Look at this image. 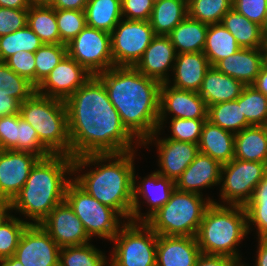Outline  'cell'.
I'll list each match as a JSON object with an SVG mask.
<instances>
[{"label": "cell", "mask_w": 267, "mask_h": 266, "mask_svg": "<svg viewBox=\"0 0 267 266\" xmlns=\"http://www.w3.org/2000/svg\"><path fill=\"white\" fill-rule=\"evenodd\" d=\"M39 225L60 248L91 242L83 223L66 200L59 203Z\"/></svg>", "instance_id": "obj_18"}, {"label": "cell", "mask_w": 267, "mask_h": 266, "mask_svg": "<svg viewBox=\"0 0 267 266\" xmlns=\"http://www.w3.org/2000/svg\"><path fill=\"white\" fill-rule=\"evenodd\" d=\"M187 16V0H160L154 3L149 23L155 35L167 36Z\"/></svg>", "instance_id": "obj_30"}, {"label": "cell", "mask_w": 267, "mask_h": 266, "mask_svg": "<svg viewBox=\"0 0 267 266\" xmlns=\"http://www.w3.org/2000/svg\"><path fill=\"white\" fill-rule=\"evenodd\" d=\"M44 43L26 25L25 27L7 35L0 36V62L19 51L35 53Z\"/></svg>", "instance_id": "obj_37"}, {"label": "cell", "mask_w": 267, "mask_h": 266, "mask_svg": "<svg viewBox=\"0 0 267 266\" xmlns=\"http://www.w3.org/2000/svg\"><path fill=\"white\" fill-rule=\"evenodd\" d=\"M35 91L36 87L31 82L0 62V94H7L23 103Z\"/></svg>", "instance_id": "obj_40"}, {"label": "cell", "mask_w": 267, "mask_h": 266, "mask_svg": "<svg viewBox=\"0 0 267 266\" xmlns=\"http://www.w3.org/2000/svg\"><path fill=\"white\" fill-rule=\"evenodd\" d=\"M56 19L60 44H68L87 26L84 11L56 9Z\"/></svg>", "instance_id": "obj_43"}, {"label": "cell", "mask_w": 267, "mask_h": 266, "mask_svg": "<svg viewBox=\"0 0 267 266\" xmlns=\"http://www.w3.org/2000/svg\"><path fill=\"white\" fill-rule=\"evenodd\" d=\"M241 48L222 23L209 24L203 53L211 66H215L220 60Z\"/></svg>", "instance_id": "obj_32"}, {"label": "cell", "mask_w": 267, "mask_h": 266, "mask_svg": "<svg viewBox=\"0 0 267 266\" xmlns=\"http://www.w3.org/2000/svg\"><path fill=\"white\" fill-rule=\"evenodd\" d=\"M30 221L11 215L0 225V259L14 256L20 238Z\"/></svg>", "instance_id": "obj_42"}, {"label": "cell", "mask_w": 267, "mask_h": 266, "mask_svg": "<svg viewBox=\"0 0 267 266\" xmlns=\"http://www.w3.org/2000/svg\"><path fill=\"white\" fill-rule=\"evenodd\" d=\"M17 151L30 152L41 158L51 153L40 143L36 130L17 114Z\"/></svg>", "instance_id": "obj_44"}, {"label": "cell", "mask_w": 267, "mask_h": 266, "mask_svg": "<svg viewBox=\"0 0 267 266\" xmlns=\"http://www.w3.org/2000/svg\"><path fill=\"white\" fill-rule=\"evenodd\" d=\"M252 86L267 96V67L265 65L262 66Z\"/></svg>", "instance_id": "obj_55"}, {"label": "cell", "mask_w": 267, "mask_h": 266, "mask_svg": "<svg viewBox=\"0 0 267 266\" xmlns=\"http://www.w3.org/2000/svg\"><path fill=\"white\" fill-rule=\"evenodd\" d=\"M69 175V176H68ZM73 158L51 154L40 158L31 169L25 185L11 201L12 211L39 225L65 200L68 183L73 179Z\"/></svg>", "instance_id": "obj_4"}, {"label": "cell", "mask_w": 267, "mask_h": 266, "mask_svg": "<svg viewBox=\"0 0 267 266\" xmlns=\"http://www.w3.org/2000/svg\"><path fill=\"white\" fill-rule=\"evenodd\" d=\"M207 112L205 101L198 92L181 90L161 83L157 131L164 130L167 118L207 119Z\"/></svg>", "instance_id": "obj_14"}, {"label": "cell", "mask_w": 267, "mask_h": 266, "mask_svg": "<svg viewBox=\"0 0 267 266\" xmlns=\"http://www.w3.org/2000/svg\"><path fill=\"white\" fill-rule=\"evenodd\" d=\"M263 65L262 48H241L214 67L244 85H252Z\"/></svg>", "instance_id": "obj_24"}, {"label": "cell", "mask_w": 267, "mask_h": 266, "mask_svg": "<svg viewBox=\"0 0 267 266\" xmlns=\"http://www.w3.org/2000/svg\"><path fill=\"white\" fill-rule=\"evenodd\" d=\"M60 247L41 225L29 224L14 257L23 266H59Z\"/></svg>", "instance_id": "obj_16"}, {"label": "cell", "mask_w": 267, "mask_h": 266, "mask_svg": "<svg viewBox=\"0 0 267 266\" xmlns=\"http://www.w3.org/2000/svg\"><path fill=\"white\" fill-rule=\"evenodd\" d=\"M214 202L209 196L174 189L169 200L145 223L164 236L196 237L207 208Z\"/></svg>", "instance_id": "obj_7"}, {"label": "cell", "mask_w": 267, "mask_h": 266, "mask_svg": "<svg viewBox=\"0 0 267 266\" xmlns=\"http://www.w3.org/2000/svg\"><path fill=\"white\" fill-rule=\"evenodd\" d=\"M232 0H187L188 16L206 24L221 23Z\"/></svg>", "instance_id": "obj_39"}, {"label": "cell", "mask_w": 267, "mask_h": 266, "mask_svg": "<svg viewBox=\"0 0 267 266\" xmlns=\"http://www.w3.org/2000/svg\"><path fill=\"white\" fill-rule=\"evenodd\" d=\"M266 174L267 163L233 158L222 165L219 186V197L222 201L214 203L245 206L251 200L255 187Z\"/></svg>", "instance_id": "obj_10"}, {"label": "cell", "mask_w": 267, "mask_h": 266, "mask_svg": "<svg viewBox=\"0 0 267 266\" xmlns=\"http://www.w3.org/2000/svg\"><path fill=\"white\" fill-rule=\"evenodd\" d=\"M210 67L203 52L176 54L171 72L173 78L170 77L166 83L177 89L198 92Z\"/></svg>", "instance_id": "obj_23"}, {"label": "cell", "mask_w": 267, "mask_h": 266, "mask_svg": "<svg viewBox=\"0 0 267 266\" xmlns=\"http://www.w3.org/2000/svg\"><path fill=\"white\" fill-rule=\"evenodd\" d=\"M207 119L171 118V136L164 137L177 141L199 144L203 125Z\"/></svg>", "instance_id": "obj_45"}, {"label": "cell", "mask_w": 267, "mask_h": 266, "mask_svg": "<svg viewBox=\"0 0 267 266\" xmlns=\"http://www.w3.org/2000/svg\"><path fill=\"white\" fill-rule=\"evenodd\" d=\"M133 173V204L132 222H146L155 212H157L169 200L171 193L175 189V181L161 176L157 171L152 172L143 179ZM137 182V183H136ZM141 200H144L142 203ZM141 203H146L149 210L141 213Z\"/></svg>", "instance_id": "obj_13"}, {"label": "cell", "mask_w": 267, "mask_h": 266, "mask_svg": "<svg viewBox=\"0 0 267 266\" xmlns=\"http://www.w3.org/2000/svg\"><path fill=\"white\" fill-rule=\"evenodd\" d=\"M19 114L37 132L40 143L51 154L70 156L68 113L65 101L36 91L20 104Z\"/></svg>", "instance_id": "obj_6"}, {"label": "cell", "mask_w": 267, "mask_h": 266, "mask_svg": "<svg viewBox=\"0 0 267 266\" xmlns=\"http://www.w3.org/2000/svg\"><path fill=\"white\" fill-rule=\"evenodd\" d=\"M234 143L235 133L222 129L209 120L205 121L198 144L199 152L224 165L234 158Z\"/></svg>", "instance_id": "obj_26"}, {"label": "cell", "mask_w": 267, "mask_h": 266, "mask_svg": "<svg viewBox=\"0 0 267 266\" xmlns=\"http://www.w3.org/2000/svg\"><path fill=\"white\" fill-rule=\"evenodd\" d=\"M40 158L30 152L0 150V199H14Z\"/></svg>", "instance_id": "obj_19"}, {"label": "cell", "mask_w": 267, "mask_h": 266, "mask_svg": "<svg viewBox=\"0 0 267 266\" xmlns=\"http://www.w3.org/2000/svg\"><path fill=\"white\" fill-rule=\"evenodd\" d=\"M263 47H267V37L265 38V43H264Z\"/></svg>", "instance_id": "obj_62"}, {"label": "cell", "mask_w": 267, "mask_h": 266, "mask_svg": "<svg viewBox=\"0 0 267 266\" xmlns=\"http://www.w3.org/2000/svg\"><path fill=\"white\" fill-rule=\"evenodd\" d=\"M110 36L114 66H135L156 35L149 21L122 18Z\"/></svg>", "instance_id": "obj_11"}, {"label": "cell", "mask_w": 267, "mask_h": 266, "mask_svg": "<svg viewBox=\"0 0 267 266\" xmlns=\"http://www.w3.org/2000/svg\"><path fill=\"white\" fill-rule=\"evenodd\" d=\"M239 263L227 256L201 254L195 266H238Z\"/></svg>", "instance_id": "obj_51"}, {"label": "cell", "mask_w": 267, "mask_h": 266, "mask_svg": "<svg viewBox=\"0 0 267 266\" xmlns=\"http://www.w3.org/2000/svg\"><path fill=\"white\" fill-rule=\"evenodd\" d=\"M200 255L196 237L157 235L156 266H195Z\"/></svg>", "instance_id": "obj_22"}, {"label": "cell", "mask_w": 267, "mask_h": 266, "mask_svg": "<svg viewBox=\"0 0 267 266\" xmlns=\"http://www.w3.org/2000/svg\"><path fill=\"white\" fill-rule=\"evenodd\" d=\"M207 120L233 133L251 126L241 110V95L234 101H226L208 107Z\"/></svg>", "instance_id": "obj_34"}, {"label": "cell", "mask_w": 267, "mask_h": 266, "mask_svg": "<svg viewBox=\"0 0 267 266\" xmlns=\"http://www.w3.org/2000/svg\"><path fill=\"white\" fill-rule=\"evenodd\" d=\"M258 240V246H257V255L255 260V265L253 266H267V239H260ZM248 266V264H245Z\"/></svg>", "instance_id": "obj_54"}, {"label": "cell", "mask_w": 267, "mask_h": 266, "mask_svg": "<svg viewBox=\"0 0 267 266\" xmlns=\"http://www.w3.org/2000/svg\"><path fill=\"white\" fill-rule=\"evenodd\" d=\"M234 158L267 163V126H248L235 133Z\"/></svg>", "instance_id": "obj_27"}, {"label": "cell", "mask_w": 267, "mask_h": 266, "mask_svg": "<svg viewBox=\"0 0 267 266\" xmlns=\"http://www.w3.org/2000/svg\"><path fill=\"white\" fill-rule=\"evenodd\" d=\"M11 202L0 199V225L6 221L12 214Z\"/></svg>", "instance_id": "obj_57"}, {"label": "cell", "mask_w": 267, "mask_h": 266, "mask_svg": "<svg viewBox=\"0 0 267 266\" xmlns=\"http://www.w3.org/2000/svg\"><path fill=\"white\" fill-rule=\"evenodd\" d=\"M221 169L222 165L219 162L209 155L199 152L190 165L176 179L175 188L203 195V189L220 186Z\"/></svg>", "instance_id": "obj_21"}, {"label": "cell", "mask_w": 267, "mask_h": 266, "mask_svg": "<svg viewBox=\"0 0 267 266\" xmlns=\"http://www.w3.org/2000/svg\"><path fill=\"white\" fill-rule=\"evenodd\" d=\"M111 242L110 266H156L157 234L145 222L126 221Z\"/></svg>", "instance_id": "obj_9"}, {"label": "cell", "mask_w": 267, "mask_h": 266, "mask_svg": "<svg viewBox=\"0 0 267 266\" xmlns=\"http://www.w3.org/2000/svg\"><path fill=\"white\" fill-rule=\"evenodd\" d=\"M88 27L111 33L123 18L121 0H88L85 7Z\"/></svg>", "instance_id": "obj_31"}, {"label": "cell", "mask_w": 267, "mask_h": 266, "mask_svg": "<svg viewBox=\"0 0 267 266\" xmlns=\"http://www.w3.org/2000/svg\"><path fill=\"white\" fill-rule=\"evenodd\" d=\"M67 46V55L92 75L114 67L110 33L86 26Z\"/></svg>", "instance_id": "obj_12"}, {"label": "cell", "mask_w": 267, "mask_h": 266, "mask_svg": "<svg viewBox=\"0 0 267 266\" xmlns=\"http://www.w3.org/2000/svg\"><path fill=\"white\" fill-rule=\"evenodd\" d=\"M20 102L8 96L0 94V118L8 115L18 114L20 110Z\"/></svg>", "instance_id": "obj_52"}, {"label": "cell", "mask_w": 267, "mask_h": 266, "mask_svg": "<svg viewBox=\"0 0 267 266\" xmlns=\"http://www.w3.org/2000/svg\"><path fill=\"white\" fill-rule=\"evenodd\" d=\"M88 0H54L50 5L54 9L84 11Z\"/></svg>", "instance_id": "obj_53"}, {"label": "cell", "mask_w": 267, "mask_h": 266, "mask_svg": "<svg viewBox=\"0 0 267 266\" xmlns=\"http://www.w3.org/2000/svg\"><path fill=\"white\" fill-rule=\"evenodd\" d=\"M244 207L248 233L256 229L258 238L267 239V174L259 181L251 200Z\"/></svg>", "instance_id": "obj_35"}, {"label": "cell", "mask_w": 267, "mask_h": 266, "mask_svg": "<svg viewBox=\"0 0 267 266\" xmlns=\"http://www.w3.org/2000/svg\"><path fill=\"white\" fill-rule=\"evenodd\" d=\"M27 25L44 44H60L56 9L47 5H31Z\"/></svg>", "instance_id": "obj_33"}, {"label": "cell", "mask_w": 267, "mask_h": 266, "mask_svg": "<svg viewBox=\"0 0 267 266\" xmlns=\"http://www.w3.org/2000/svg\"><path fill=\"white\" fill-rule=\"evenodd\" d=\"M4 63L35 86V53L19 51L8 57Z\"/></svg>", "instance_id": "obj_46"}, {"label": "cell", "mask_w": 267, "mask_h": 266, "mask_svg": "<svg viewBox=\"0 0 267 266\" xmlns=\"http://www.w3.org/2000/svg\"><path fill=\"white\" fill-rule=\"evenodd\" d=\"M248 234L244 206L212 202L204 213L196 239L201 254L227 256L240 264L244 262L237 247Z\"/></svg>", "instance_id": "obj_5"}, {"label": "cell", "mask_w": 267, "mask_h": 266, "mask_svg": "<svg viewBox=\"0 0 267 266\" xmlns=\"http://www.w3.org/2000/svg\"><path fill=\"white\" fill-rule=\"evenodd\" d=\"M0 150L17 151V114L0 118Z\"/></svg>", "instance_id": "obj_50"}, {"label": "cell", "mask_w": 267, "mask_h": 266, "mask_svg": "<svg viewBox=\"0 0 267 266\" xmlns=\"http://www.w3.org/2000/svg\"><path fill=\"white\" fill-rule=\"evenodd\" d=\"M54 0H29L30 5H47L50 6Z\"/></svg>", "instance_id": "obj_59"}, {"label": "cell", "mask_w": 267, "mask_h": 266, "mask_svg": "<svg viewBox=\"0 0 267 266\" xmlns=\"http://www.w3.org/2000/svg\"><path fill=\"white\" fill-rule=\"evenodd\" d=\"M232 8L262 26L267 12V0H232Z\"/></svg>", "instance_id": "obj_48"}, {"label": "cell", "mask_w": 267, "mask_h": 266, "mask_svg": "<svg viewBox=\"0 0 267 266\" xmlns=\"http://www.w3.org/2000/svg\"><path fill=\"white\" fill-rule=\"evenodd\" d=\"M91 76L76 60L66 55L36 87V92L66 101Z\"/></svg>", "instance_id": "obj_17"}, {"label": "cell", "mask_w": 267, "mask_h": 266, "mask_svg": "<svg viewBox=\"0 0 267 266\" xmlns=\"http://www.w3.org/2000/svg\"><path fill=\"white\" fill-rule=\"evenodd\" d=\"M153 6L152 0H121L122 17L127 20L149 21Z\"/></svg>", "instance_id": "obj_49"}, {"label": "cell", "mask_w": 267, "mask_h": 266, "mask_svg": "<svg viewBox=\"0 0 267 266\" xmlns=\"http://www.w3.org/2000/svg\"><path fill=\"white\" fill-rule=\"evenodd\" d=\"M65 104L72 158L118 154L142 147L123 125L105 85L96 75H92Z\"/></svg>", "instance_id": "obj_1"}, {"label": "cell", "mask_w": 267, "mask_h": 266, "mask_svg": "<svg viewBox=\"0 0 267 266\" xmlns=\"http://www.w3.org/2000/svg\"><path fill=\"white\" fill-rule=\"evenodd\" d=\"M28 9L0 7V36L15 32L27 25Z\"/></svg>", "instance_id": "obj_47"}, {"label": "cell", "mask_w": 267, "mask_h": 266, "mask_svg": "<svg viewBox=\"0 0 267 266\" xmlns=\"http://www.w3.org/2000/svg\"><path fill=\"white\" fill-rule=\"evenodd\" d=\"M126 129L142 144L158 130L161 83L134 66H114L96 75Z\"/></svg>", "instance_id": "obj_2"}, {"label": "cell", "mask_w": 267, "mask_h": 266, "mask_svg": "<svg viewBox=\"0 0 267 266\" xmlns=\"http://www.w3.org/2000/svg\"><path fill=\"white\" fill-rule=\"evenodd\" d=\"M154 3L159 2L160 0H152Z\"/></svg>", "instance_id": "obj_64"}, {"label": "cell", "mask_w": 267, "mask_h": 266, "mask_svg": "<svg viewBox=\"0 0 267 266\" xmlns=\"http://www.w3.org/2000/svg\"><path fill=\"white\" fill-rule=\"evenodd\" d=\"M262 51H263V62L264 65L267 67V47H262Z\"/></svg>", "instance_id": "obj_61"}, {"label": "cell", "mask_w": 267, "mask_h": 266, "mask_svg": "<svg viewBox=\"0 0 267 266\" xmlns=\"http://www.w3.org/2000/svg\"><path fill=\"white\" fill-rule=\"evenodd\" d=\"M175 59L176 51L169 37L156 35L134 67L143 75L166 83L170 71H173Z\"/></svg>", "instance_id": "obj_20"}, {"label": "cell", "mask_w": 267, "mask_h": 266, "mask_svg": "<svg viewBox=\"0 0 267 266\" xmlns=\"http://www.w3.org/2000/svg\"><path fill=\"white\" fill-rule=\"evenodd\" d=\"M238 266H246V265H245V263L244 264L243 263H240Z\"/></svg>", "instance_id": "obj_63"}, {"label": "cell", "mask_w": 267, "mask_h": 266, "mask_svg": "<svg viewBox=\"0 0 267 266\" xmlns=\"http://www.w3.org/2000/svg\"><path fill=\"white\" fill-rule=\"evenodd\" d=\"M160 133L162 132L155 131L141 146H147L148 149V145L154 143L159 157L157 172L163 177L176 181L195 159L199 153V147L196 143L159 137L158 135H163Z\"/></svg>", "instance_id": "obj_15"}, {"label": "cell", "mask_w": 267, "mask_h": 266, "mask_svg": "<svg viewBox=\"0 0 267 266\" xmlns=\"http://www.w3.org/2000/svg\"><path fill=\"white\" fill-rule=\"evenodd\" d=\"M0 266H23L14 256L0 259Z\"/></svg>", "instance_id": "obj_58"}, {"label": "cell", "mask_w": 267, "mask_h": 266, "mask_svg": "<svg viewBox=\"0 0 267 266\" xmlns=\"http://www.w3.org/2000/svg\"><path fill=\"white\" fill-rule=\"evenodd\" d=\"M244 87L241 81L211 66L205 74L198 94L204 99L208 108L217 103L236 100Z\"/></svg>", "instance_id": "obj_25"}, {"label": "cell", "mask_w": 267, "mask_h": 266, "mask_svg": "<svg viewBox=\"0 0 267 266\" xmlns=\"http://www.w3.org/2000/svg\"><path fill=\"white\" fill-rule=\"evenodd\" d=\"M29 0H0V7L12 9H29Z\"/></svg>", "instance_id": "obj_56"}, {"label": "cell", "mask_w": 267, "mask_h": 266, "mask_svg": "<svg viewBox=\"0 0 267 266\" xmlns=\"http://www.w3.org/2000/svg\"><path fill=\"white\" fill-rule=\"evenodd\" d=\"M67 55L66 44H43L35 52V87H37L53 68Z\"/></svg>", "instance_id": "obj_41"}, {"label": "cell", "mask_w": 267, "mask_h": 266, "mask_svg": "<svg viewBox=\"0 0 267 266\" xmlns=\"http://www.w3.org/2000/svg\"><path fill=\"white\" fill-rule=\"evenodd\" d=\"M242 48H262L265 37L262 27L231 8L221 21Z\"/></svg>", "instance_id": "obj_29"}, {"label": "cell", "mask_w": 267, "mask_h": 266, "mask_svg": "<svg viewBox=\"0 0 267 266\" xmlns=\"http://www.w3.org/2000/svg\"><path fill=\"white\" fill-rule=\"evenodd\" d=\"M105 253L91 243L60 248L59 266H107Z\"/></svg>", "instance_id": "obj_36"}, {"label": "cell", "mask_w": 267, "mask_h": 266, "mask_svg": "<svg viewBox=\"0 0 267 266\" xmlns=\"http://www.w3.org/2000/svg\"><path fill=\"white\" fill-rule=\"evenodd\" d=\"M241 110L251 126H267V96L252 85L241 92Z\"/></svg>", "instance_id": "obj_38"}, {"label": "cell", "mask_w": 267, "mask_h": 266, "mask_svg": "<svg viewBox=\"0 0 267 266\" xmlns=\"http://www.w3.org/2000/svg\"><path fill=\"white\" fill-rule=\"evenodd\" d=\"M209 24L187 16L167 36L176 54L203 52Z\"/></svg>", "instance_id": "obj_28"}, {"label": "cell", "mask_w": 267, "mask_h": 266, "mask_svg": "<svg viewBox=\"0 0 267 266\" xmlns=\"http://www.w3.org/2000/svg\"><path fill=\"white\" fill-rule=\"evenodd\" d=\"M261 27H262L263 35L266 38L267 37V12H266V15H265V19H264L263 25Z\"/></svg>", "instance_id": "obj_60"}, {"label": "cell", "mask_w": 267, "mask_h": 266, "mask_svg": "<svg viewBox=\"0 0 267 266\" xmlns=\"http://www.w3.org/2000/svg\"><path fill=\"white\" fill-rule=\"evenodd\" d=\"M65 200L83 223L91 239L98 237L111 242L126 223L115 209L98 202L73 179L66 187Z\"/></svg>", "instance_id": "obj_8"}, {"label": "cell", "mask_w": 267, "mask_h": 266, "mask_svg": "<svg viewBox=\"0 0 267 266\" xmlns=\"http://www.w3.org/2000/svg\"><path fill=\"white\" fill-rule=\"evenodd\" d=\"M137 151L73 158V180L98 202L115 209L126 221H131L132 216L134 158ZM90 166L88 171L85 170Z\"/></svg>", "instance_id": "obj_3"}]
</instances>
